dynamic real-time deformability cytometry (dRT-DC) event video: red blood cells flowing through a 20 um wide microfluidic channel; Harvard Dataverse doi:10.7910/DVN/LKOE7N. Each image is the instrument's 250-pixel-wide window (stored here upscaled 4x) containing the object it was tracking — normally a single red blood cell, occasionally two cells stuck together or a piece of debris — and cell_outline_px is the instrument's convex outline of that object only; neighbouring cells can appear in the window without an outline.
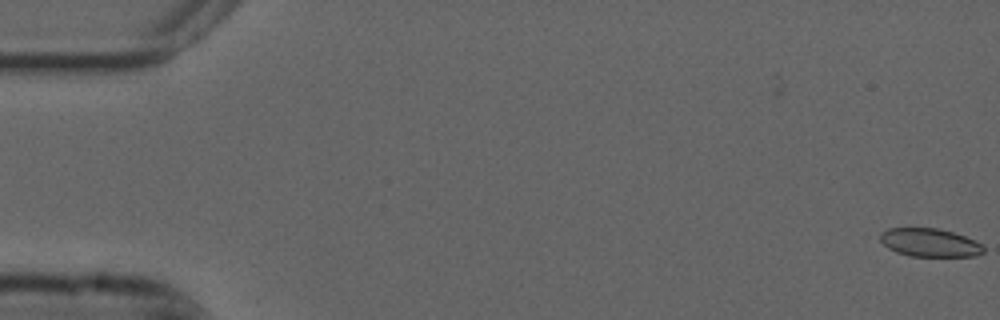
{"species": "common noctule bat (a hibernating species)", "species_latin": "Nyctalus noctula", "temperature_condition": "cold", "stored_images_in_passage": 57, "camera_frame_rate_fps": 3000, "um_per_image_px": 0.085, "animal": {"sex": "male", "forearm_length_mm": 52.5}, "frame": {"image": 1, "passage_image": 1, "time_ms": 0.0, "image_size_px": [1000, 320], "cell_outline_px": [[984, 252], [976, 256], [908, 256], [896, 252], [888, 248], [880, 240], [880, 232], [888, 228], [936, 228], [952, 232], [976, 240], [984, 248]], "centroid_in_image_um": [79.01, 20.62], "position_along_channel_um": 6.0, "area_um2": 17.05}}